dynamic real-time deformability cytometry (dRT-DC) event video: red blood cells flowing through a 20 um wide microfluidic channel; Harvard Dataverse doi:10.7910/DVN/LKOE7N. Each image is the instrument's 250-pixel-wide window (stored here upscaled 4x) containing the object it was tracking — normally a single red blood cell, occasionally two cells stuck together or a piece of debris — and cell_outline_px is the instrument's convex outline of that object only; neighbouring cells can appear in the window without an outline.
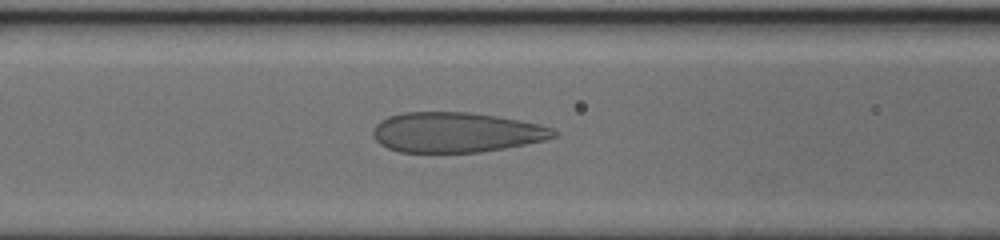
{"species": "human", "species_latin": "Homo sapiens", "temperature_condition": "cold", "stored_images_in_passage": 32, "camera_frame_rate_fps": 3000, "um_per_image_px": 0.085, "donor": {"sex": "female"}, "frame": {"image": 1, "passage_image": 8, "time_ms": 2.333, "image_size_px": [1000, 240], "cell_outline_px": [[556, 136], [544, 140], [504, 148], [480, 152], [400, 152], [388, 148], [380, 144], [376, 140], [372, 132], [376, 124], [380, 120], [388, 116], [404, 112], [468, 112], [496, 116], [540, 124], [552, 128], [556, 132]], "centroid_in_image_um": [38.74, 11.24], "position_along_channel_um": 127.9, "area_um2": 42.02}}
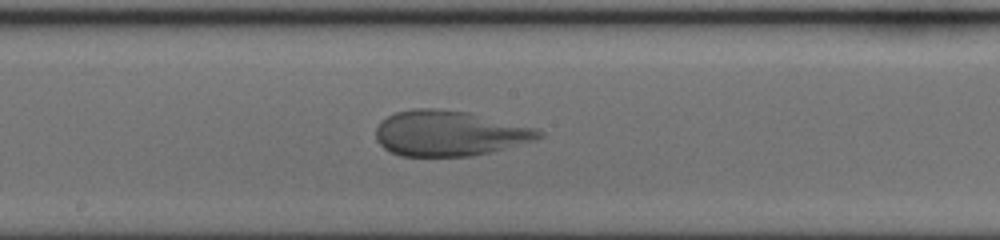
{"frame": {"image": 2, "passage_image": 14, "time_ms": 4.333, "image_size_px": [1000, 240], "cell_outline_px": [[544, 136], [532, 140], [504, 148], [472, 156], [400, 156], [384, 148], [376, 140], [376, 128], [388, 116], [396, 112], [412, 108], [436, 108], [468, 112], [532, 128], [544, 132]], "centroid_in_image_um": [38.13, 11.33], "position_along_channel_um": 210.1, "area_um2": 42.48}}
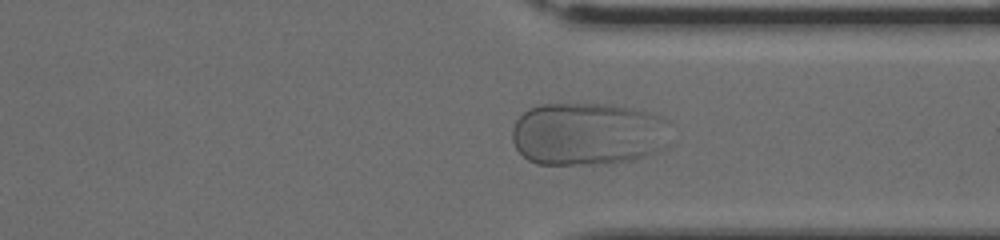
{"frame": {"image": 3, "passage_image": 25, "time_ms": 8.0, "image_size_px": [1000, 240], "cell_outline_px": [[656, 116], [648, 152], [640, 156], [624, 160], [576, 164], [536, 164], [528, 160], [516, 148], [512, 140], [512, 128], [516, 120], [528, 108], [540, 104], [612, 104], [628, 108]], "centroid_in_image_um": [49.47, 11.35], "position_along_channel_um": 361.9, "area_um2": 53.7}}